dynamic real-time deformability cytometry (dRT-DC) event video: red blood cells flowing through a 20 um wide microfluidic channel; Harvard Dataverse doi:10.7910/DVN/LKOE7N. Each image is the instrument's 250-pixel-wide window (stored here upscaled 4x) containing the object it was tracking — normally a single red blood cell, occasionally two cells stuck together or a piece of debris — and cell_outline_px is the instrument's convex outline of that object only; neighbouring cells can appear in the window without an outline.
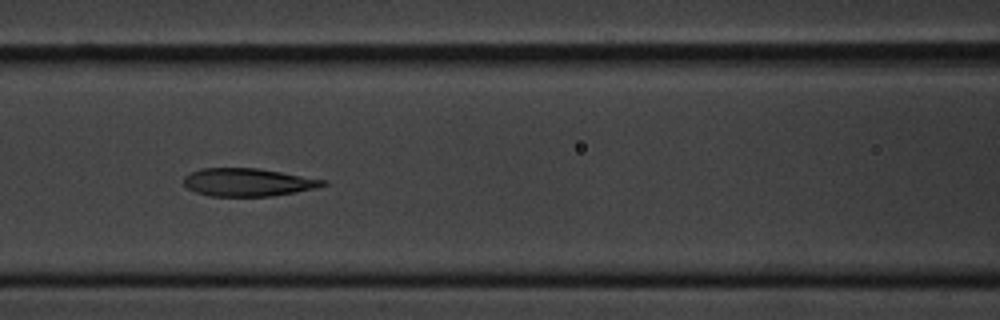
{"species": "common noctule bat (a hibernating species)", "species_latin": "Nyctalus noctula", "temperature_condition": "cold", "stored_images_in_passage": 8, "camera_frame_rate_fps": 3000, "um_per_image_px": 0.085, "animal": {"sex": "male", "body_mass_g": 20.1, "forearm_length_mm": 53.5}, "frame": {"image": 1, "passage_image": 8, "time_ms": 8.0, "image_size_px": [1000, 320], "cell_outline_px": [[328, 184], [316, 188], [296, 192], [272, 196], [208, 196], [196, 192], [188, 188], [184, 184], [184, 176], [200, 168], [256, 168], [328, 180]], "centroid_in_image_um": [21.09, 15.49], "position_along_channel_um": 145.5, "area_um2": 22.66}}